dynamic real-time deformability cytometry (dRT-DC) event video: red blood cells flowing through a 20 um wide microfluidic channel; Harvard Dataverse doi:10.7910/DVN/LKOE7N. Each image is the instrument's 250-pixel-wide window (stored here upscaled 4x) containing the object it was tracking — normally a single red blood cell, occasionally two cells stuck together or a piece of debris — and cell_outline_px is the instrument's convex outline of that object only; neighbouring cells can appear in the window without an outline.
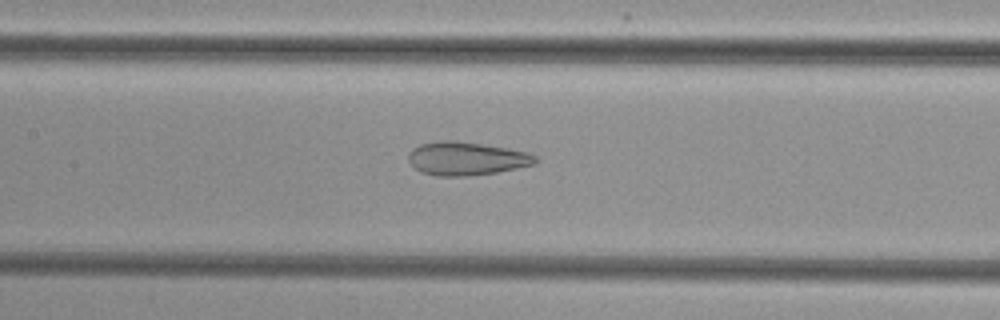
{"species": "common noctule bat (a hibernating species)", "species_latin": "Nyctalus noctula", "temperature_condition": "cold", "stored_images_in_passage": 42, "camera_frame_rate_fps": 3000, "um_per_image_px": 0.085, "animal": {"sex": "female", "body_mass_g": 29.2, "forearm_length_mm": 56.3}, "frame": {"image": 1, "passage_image": 15, "time_ms": 4.667, "image_size_px": [1000, 320], "cell_outline_px": [[536, 164], [496, 172], [464, 176], [436, 176], [420, 172], [408, 160], [408, 152], [412, 148], [420, 144], [440, 140], [456, 140], [508, 148], [528, 152], [536, 156]], "centroid_in_image_um": [39.61, 13.47], "position_along_channel_um": 167.8, "area_um2": 24.74}}
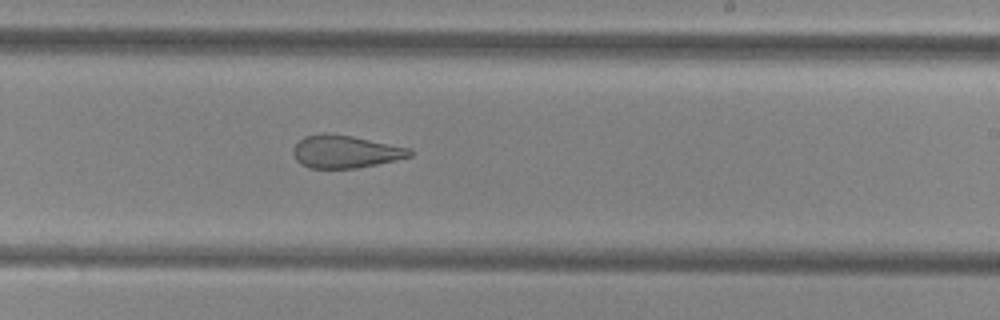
{"frame": {"image": 2, "passage_image": 22, "time_ms": 7.0, "image_size_px": [1000, 320], "cell_outline_px": [[412, 156], [396, 160], [356, 168], [308, 168], [300, 164], [296, 160], [292, 152], [292, 148], [304, 136], [320, 132], [328, 132], [352, 136], [412, 148]], "centroid_in_image_um": [29.33, 12.87], "position_along_channel_um": 259.7, "area_um2": 22.48}}
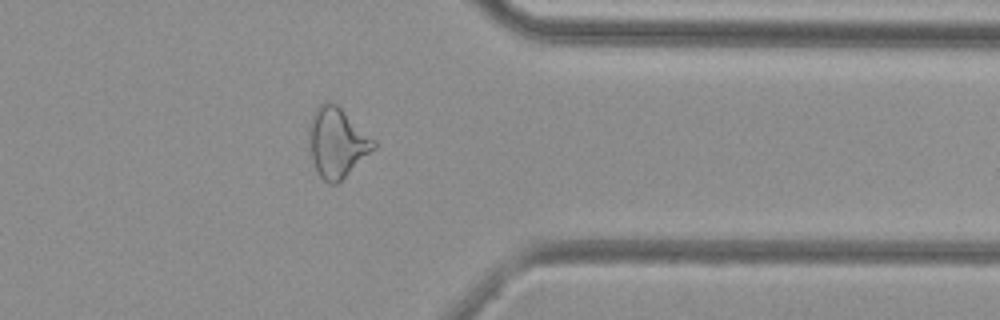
{"frame": {"image": 3, "passage_image": 32, "time_ms": 10.333, "image_size_px": [1000, 320], "cell_outline_px": [[376, 148], [336, 184], [328, 184], [320, 176], [312, 160], [308, 144], [308, 128], [312, 116], [316, 108], [324, 100], [328, 100], [336, 104], [376, 140]], "centroid_in_image_um": [28.63, 12.09], "position_along_channel_um": 382.8, "area_um2": 26.3}}